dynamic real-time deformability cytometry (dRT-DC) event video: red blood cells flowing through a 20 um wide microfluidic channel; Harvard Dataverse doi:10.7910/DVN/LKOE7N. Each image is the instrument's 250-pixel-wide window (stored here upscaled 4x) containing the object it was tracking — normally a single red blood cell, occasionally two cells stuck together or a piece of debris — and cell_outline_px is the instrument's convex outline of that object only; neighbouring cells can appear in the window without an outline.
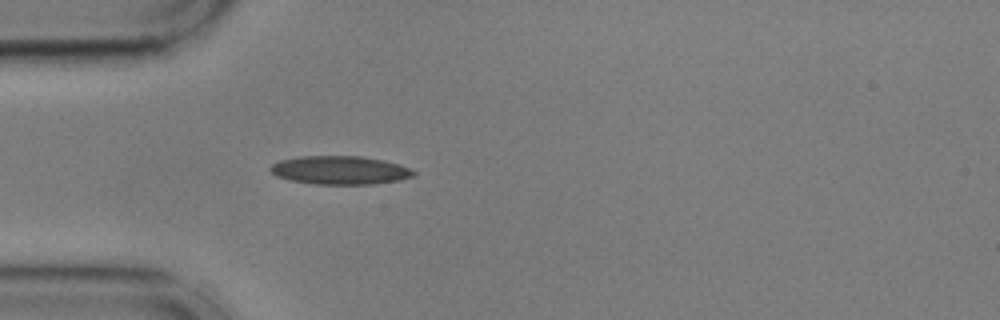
{"species": "common noctule bat (a hibernating species)", "species_latin": "Nyctalus noctula", "temperature_condition": "cold", "stored_images_in_passage": 40, "camera_frame_rate_fps": 3000, "um_per_image_px": 0.085, "animal": {"sex": "male", "body_mass_g": 17.9, "forearm_length_mm": 54.2}, "frame": {"image": 1, "passage_image": 1, "time_ms": 0.0, "image_size_px": [1000, 320], "cell_outline_px": [[416, 176], [396, 180], [372, 184], [316, 184], [288, 180], [276, 176], [268, 168], [272, 164], [280, 160], [300, 156], [360, 156], [384, 160], [400, 164], [416, 172]], "centroid_in_image_um": [28.88, 14.46], "position_along_channel_um": 56.1, "area_um2": 23.76}}
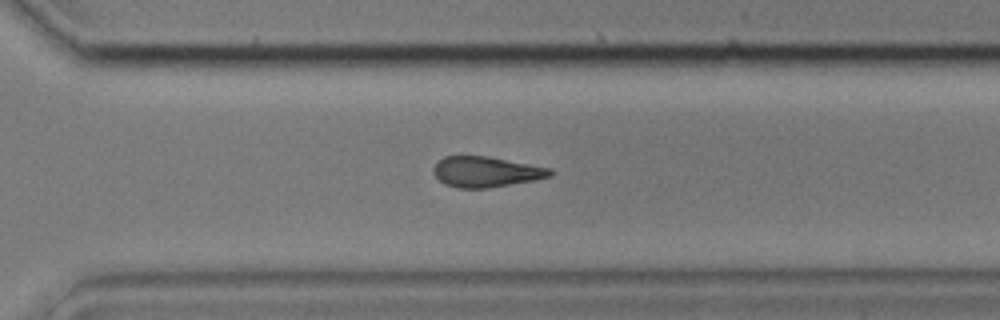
{"frame": {"image": 2, "passage_image": 24, "time_ms": 7.667, "image_size_px": [1000, 320], "cell_outline_px": [[556, 172], [552, 176], [536, 180], [488, 188], [456, 188], [444, 184], [432, 172], [432, 168], [444, 156], [488, 156], [552, 168]], "centroid_in_image_um": [41.35, 14.61], "position_along_channel_um": 329.2, "area_um2": 20.98}}
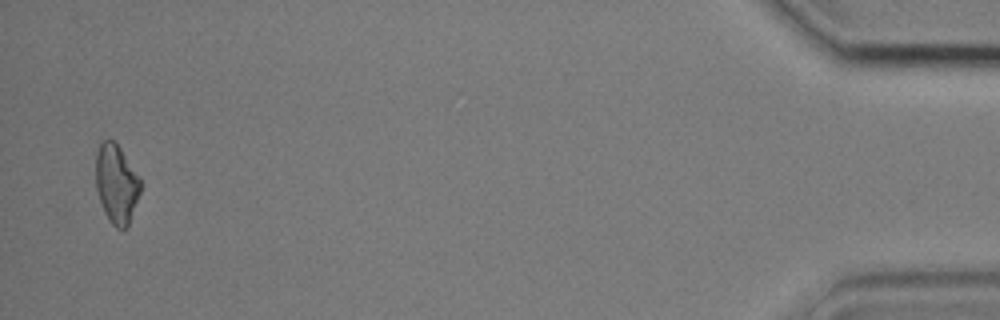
{"frame": {"image": 3, "passage_image": 39, "time_ms": 12.667, "image_size_px": [1000, 320], "cell_outline_px": [[140, 192], [128, 228], [116, 228], [112, 224], [104, 212], [96, 188], [96, 152], [100, 144], [104, 140], [112, 140], [120, 148], [140, 176]], "centroid_in_image_um": [9.9, 15.64], "position_along_channel_um": 425.3, "area_um2": 20.46}, "authors_computed_cell_mechanics": {"area_um2": 21.5594, "velocity_mm_per_s": 3.6176, "shape_relaxation_time_tau1_ms": 5.513, "shape_relaxation_time_tau2_ms": 5.0139, "deformation_change_tau1": 0.1195, "deformation_change_tau2": 0.1399}}